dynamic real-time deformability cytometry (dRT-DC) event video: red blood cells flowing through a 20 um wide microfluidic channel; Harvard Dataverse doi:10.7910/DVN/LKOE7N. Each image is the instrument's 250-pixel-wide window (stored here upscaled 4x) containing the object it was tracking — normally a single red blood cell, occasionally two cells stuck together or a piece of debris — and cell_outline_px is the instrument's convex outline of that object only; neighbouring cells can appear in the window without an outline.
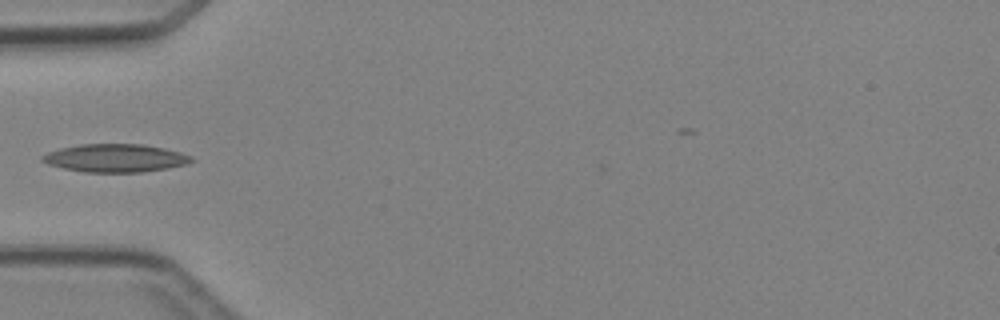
{"species": "Egyptian fruit bat (a non-hibernating species)", "species_latin": "Rousettus aegyptiacus", "temperature_condition": "cold", "stored_images_in_passage": 2, "camera_frame_rate_fps": 3000, "um_per_image_px": 0.085, "animal": {"sex": "female"}, "frame": {"image": 1, "passage_image": 1, "time_ms": 0.0, "image_size_px": [1000, 320], "cell_outline_px": [[196, 160], [188, 164], [168, 168], [140, 172], [84, 172], [64, 168], [48, 164], [40, 160], [40, 156], [48, 152], [60, 148], [80, 144], [144, 144], [164, 148], [180, 152], [192, 156]], "centroid_in_image_um": [9.82, 13.43], "position_along_channel_um": 75.2, "area_um2": 24.51}}
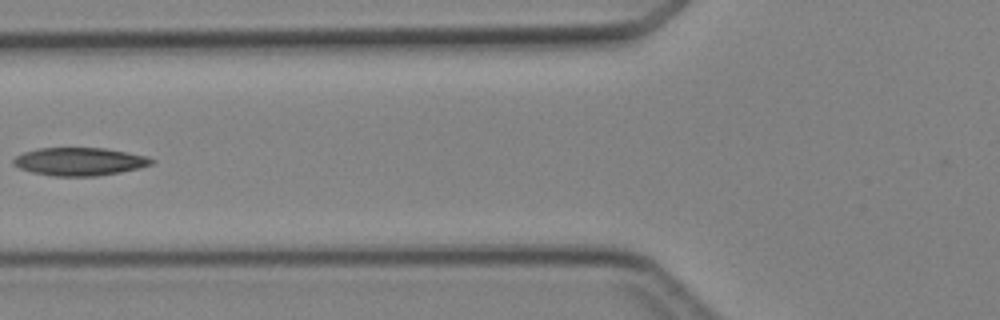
{"frame": {"image": 2, "passage_image": 2, "time_ms": 1.0, "image_size_px": [1000, 320], "cell_outline_px": [[156, 160], [152, 164], [140, 168], [120, 172], [96, 176], [52, 176], [32, 172], [20, 168], [12, 164], [12, 160], [16, 156], [24, 152], [36, 148], [104, 148], [144, 156]], "centroid_in_image_um": [6.73, 13.73], "position_along_channel_um": 119.1, "area_um2": 22.43}}